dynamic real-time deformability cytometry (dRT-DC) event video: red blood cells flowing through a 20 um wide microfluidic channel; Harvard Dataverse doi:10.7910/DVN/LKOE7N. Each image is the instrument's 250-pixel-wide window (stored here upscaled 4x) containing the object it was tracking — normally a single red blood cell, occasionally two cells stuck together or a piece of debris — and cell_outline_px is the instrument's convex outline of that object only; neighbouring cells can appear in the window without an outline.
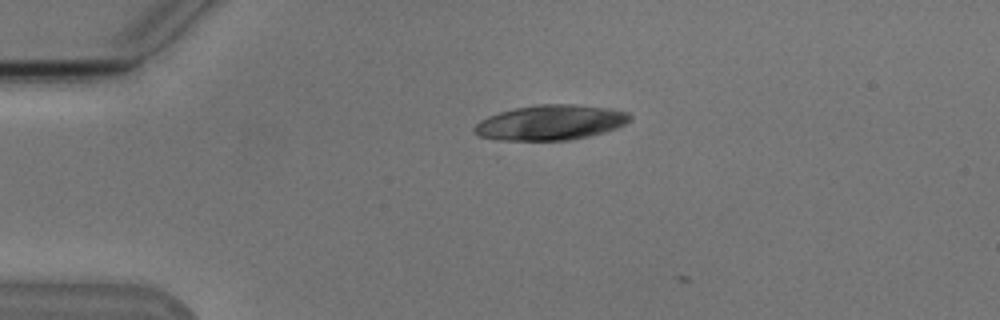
{"species": "Egyptian fruit bat (a non-hibernating species)", "species_latin": "Rousettus aegyptiacus", "temperature_condition": "cold", "stored_images_in_passage": 2, "camera_frame_rate_fps": 3000, "um_per_image_px": 0.085, "animal": {"sex": "male"}, "frame": {"image": 1, "passage_image": 1, "time_ms": 0.0, "image_size_px": [1000, 320], "cell_outline_px": [[632, 120], [616, 128], [604, 132], [572, 140], [496, 140], [480, 136], [472, 128], [480, 120], [488, 116], [500, 112], [516, 108], [536, 104], [572, 104], [604, 108], [628, 112], [632, 116]], "centroid_in_image_um": [46.79, 10.42], "position_along_channel_um": 38.2, "area_um2": 31.67}}